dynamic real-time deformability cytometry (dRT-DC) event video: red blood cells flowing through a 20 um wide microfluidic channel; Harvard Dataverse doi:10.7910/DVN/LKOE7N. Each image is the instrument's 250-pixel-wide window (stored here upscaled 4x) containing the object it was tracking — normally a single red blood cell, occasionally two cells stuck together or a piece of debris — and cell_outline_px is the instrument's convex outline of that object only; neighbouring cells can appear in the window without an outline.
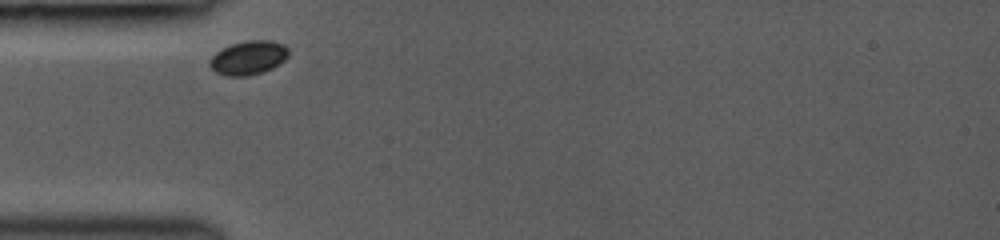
{"species": "common noctule bat (a hibernating species)", "species_latin": "Nyctalus noctula", "temperature_condition": "room temperature", "stored_images_in_passage": 27, "camera_frame_rate_fps": 3000, "um_per_image_px": 0.085, "animal": {"sex": "female", "body_mass_g": 19.0, "forearm_length_mm": 53.3}, "frame": {"image": 1, "passage_image": 1, "time_ms": 0.0, "image_size_px": [1000, 240], "cell_outline_px": [[288, 56], [284, 60], [272, 68], [248, 76], [228, 76], [216, 72], [208, 64], [212, 56], [216, 52], [232, 44], [244, 40], [268, 40], [284, 44], [288, 48]], "centroid_in_image_um": [21.12, 4.9], "position_along_channel_um": 63.9, "area_um2": 15.43}}
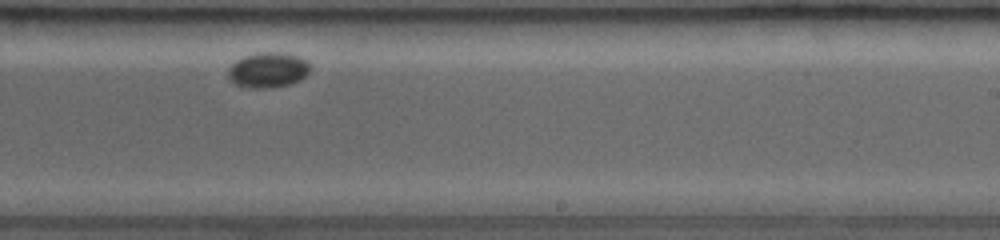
{"frame": {"image": 2, "passage_image": 17, "time_ms": 5.333, "image_size_px": [1000, 240], "cell_outline_px": [[312, 68], [300, 80], [288, 84], [272, 88], [248, 88], [236, 84], [228, 76], [228, 68], [236, 60], [244, 56], [260, 52], [280, 52], [296, 56], [308, 60], [312, 64]], "centroid_in_image_um": [22.81, 5.94], "position_along_channel_um": 266.2, "area_um2": 16.94}}
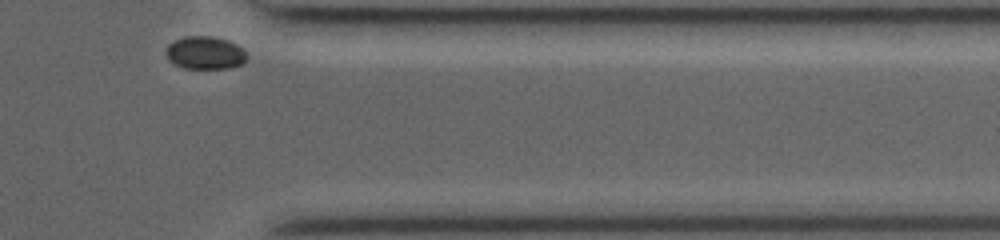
{"frame": {"image": 3, "passage_image": 27, "time_ms": 8.667, "image_size_px": [1000, 240], "cell_outline_px": [[248, 56], [240, 64], [228, 68], [184, 68], [168, 60], [168, 44], [184, 36], [212, 36], [228, 40], [236, 44]], "centroid_in_image_um": [17.43, 4.48], "position_along_channel_um": 394.0, "area_um2": 15.14}}